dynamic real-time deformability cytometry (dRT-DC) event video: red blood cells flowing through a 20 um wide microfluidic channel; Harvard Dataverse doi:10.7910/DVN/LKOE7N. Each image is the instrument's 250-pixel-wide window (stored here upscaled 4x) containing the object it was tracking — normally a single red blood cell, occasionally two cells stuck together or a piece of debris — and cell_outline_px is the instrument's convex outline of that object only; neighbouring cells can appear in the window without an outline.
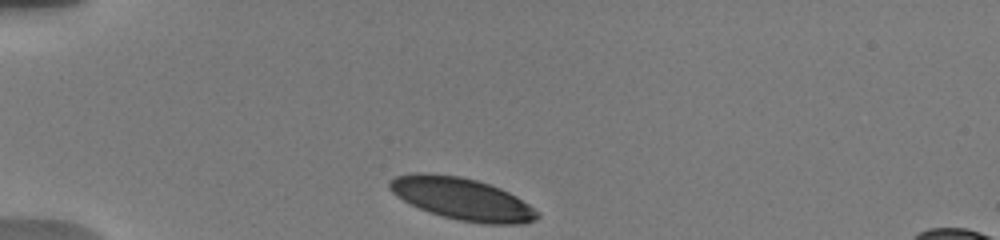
{"species": "human", "species_latin": "Homo sapiens", "temperature_condition": "warm", "stored_images_in_passage": 46, "camera_frame_rate_fps": 3000, "um_per_image_px": 0.085, "donor": {"sex": "male"}, "frame": {"image": 1, "passage_image": 1, "time_ms": 0.0, "image_size_px": [1000, 240], "cell_outline_px": [[540, 216], [536, 220], [524, 224], [484, 224], [460, 220], [428, 212], [396, 196], [388, 188], [388, 180], [396, 176], [416, 172], [428, 172], [460, 176], [476, 180], [500, 188], [516, 196], [540, 212]], "centroid_in_image_um": [39.28, 16.89], "position_along_channel_um": 45.7, "area_um2": 36.36}}
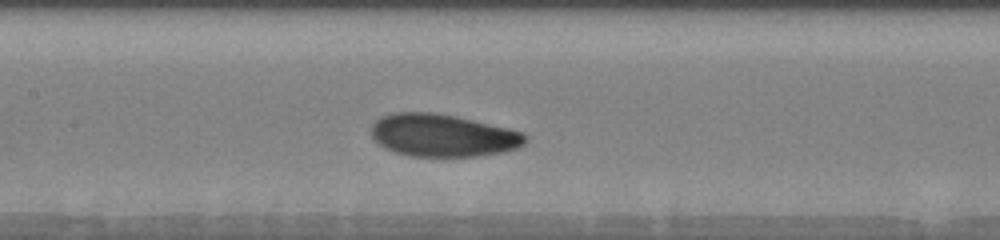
{"frame": {"image": 2, "passage_image": 18, "time_ms": 4.333, "image_size_px": [1000, 240], "cell_outline_px": [[528, 140], [524, 144], [516, 148], [504, 152], [476, 156], [408, 156], [384, 148], [372, 136], [372, 124], [380, 116], [392, 112], [432, 112], [456, 116], [508, 128], [524, 132], [528, 136]], "centroid_in_image_um": [37.65, 11.5], "position_along_channel_um": 169.8, "area_um2": 38.32}}
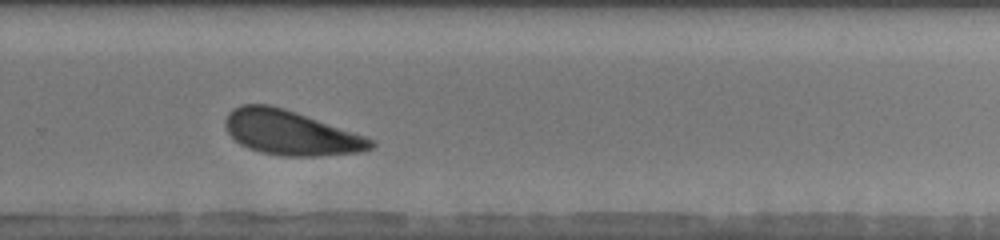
{"frame": {"image": 3, "passage_image": 31, "time_ms": 8.0, "image_size_px": [1000, 240], "cell_outline_px": [[376, 144], [372, 148], [364, 152], [320, 156], [280, 156], [260, 152], [248, 148], [240, 144], [228, 132], [224, 124], [224, 120], [228, 112], [232, 108], [240, 104], [268, 104], [284, 108], [296, 112], [364, 136], [372, 140]], "centroid_in_image_um": [24.67, 11.29], "position_along_channel_um": 305.1, "area_um2": 37.8}, "authors_computed_cell_mechanics": {"area_um2": 37.9746, "velocity_mm_per_s": 3.6977, "shape_relaxation_time_tau1_ms": 1.8706, "shape_relaxation_time_tau2_ms": 10.7598, "deformation_change_tau1": 0.111, "deformation_change_tau2": 0.2092}}